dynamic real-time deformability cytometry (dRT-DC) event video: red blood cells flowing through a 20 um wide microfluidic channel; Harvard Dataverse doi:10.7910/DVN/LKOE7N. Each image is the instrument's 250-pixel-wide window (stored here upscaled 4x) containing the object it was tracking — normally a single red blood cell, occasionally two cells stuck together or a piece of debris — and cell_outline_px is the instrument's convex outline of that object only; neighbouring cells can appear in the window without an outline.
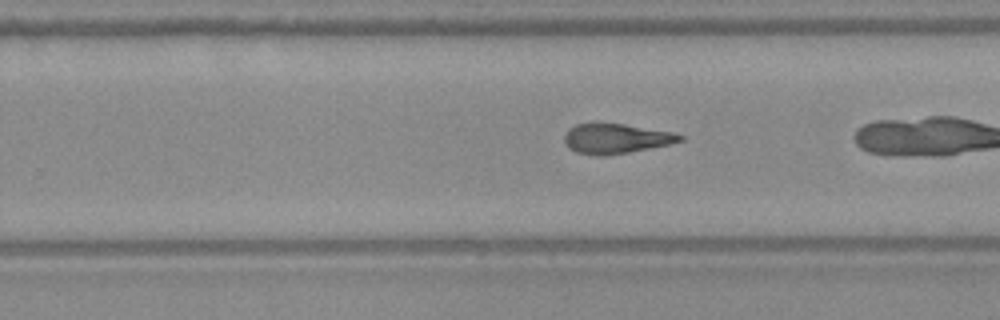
{"species": "Egyptian fruit bat (a non-hibernating species)", "species_latin": "Rousettus aegyptiacus", "temperature_condition": "warm", "stored_images_in_passage": 38, "camera_frame_rate_fps": 3000, "um_per_image_px": 0.085, "frame": {"image": 1, "passage_image": 30, "time_ms": 9.667, "image_size_px": [1000, 320], "cell_outline_px": [[684, 140], [672, 144], [628, 152], [604, 156], [596, 156], [576, 152], [568, 148], [564, 144], [564, 136], [568, 128], [576, 124], [596, 120], [624, 124], [672, 132], [684, 136]], "centroid_in_image_um": [52.29, 11.75], "position_along_channel_um": 277.5, "area_um2": 20.81}}